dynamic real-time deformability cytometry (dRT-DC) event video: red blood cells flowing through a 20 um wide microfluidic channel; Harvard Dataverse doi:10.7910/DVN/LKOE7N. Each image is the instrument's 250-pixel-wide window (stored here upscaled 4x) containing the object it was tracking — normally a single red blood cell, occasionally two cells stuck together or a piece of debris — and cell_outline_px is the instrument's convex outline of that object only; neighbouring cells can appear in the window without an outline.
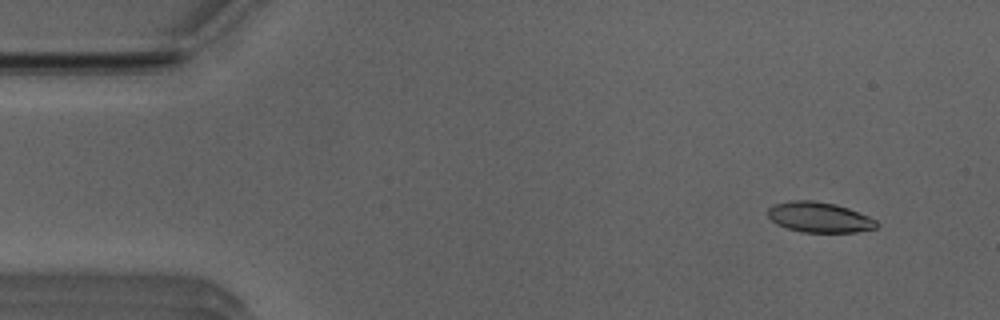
{"species": "Egyptian fruit bat (a non-hibernating species)", "species_latin": "Rousettus aegyptiacus", "temperature_condition": "room temperature", "stored_images_in_passage": 49, "camera_frame_rate_fps": 3000, "um_per_image_px": 0.085, "animal": {"sex": "male"}, "frame": {"image": 1, "passage_image": 1, "time_ms": 0.0, "image_size_px": [1000, 320], "cell_outline_px": [[880, 224], [876, 228], [856, 232], [804, 232], [788, 228], [776, 224], [768, 216], [768, 208], [772, 204], [792, 200], [812, 200], [836, 204], [848, 208], [868, 216], [876, 220]], "centroid_in_image_um": [69.64, 18.46], "position_along_channel_um": 15.4, "area_um2": 19.25}}
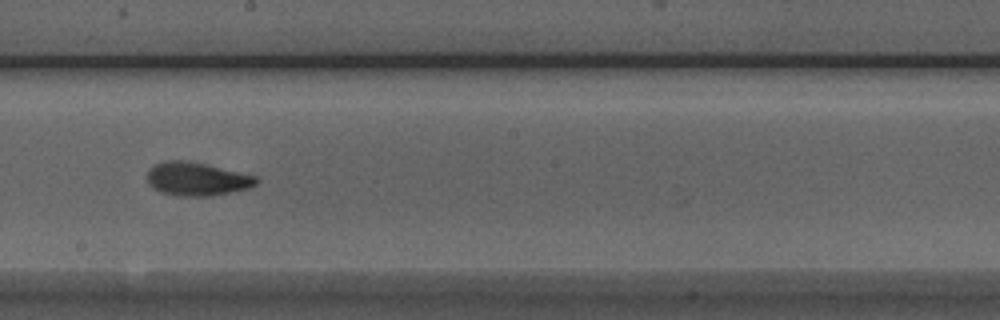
{"frame": {"image": 2, "passage_image": 25, "time_ms": 8.0, "image_size_px": [1000, 320], "cell_outline_px": [[256, 184], [248, 188], [212, 196], [180, 196], [160, 192], [152, 188], [148, 184], [148, 172], [156, 164], [164, 160], [180, 160], [204, 164], [256, 176]], "centroid_in_image_um": [16.69, 15.23], "position_along_channel_um": 231.5, "area_um2": 20.87}}
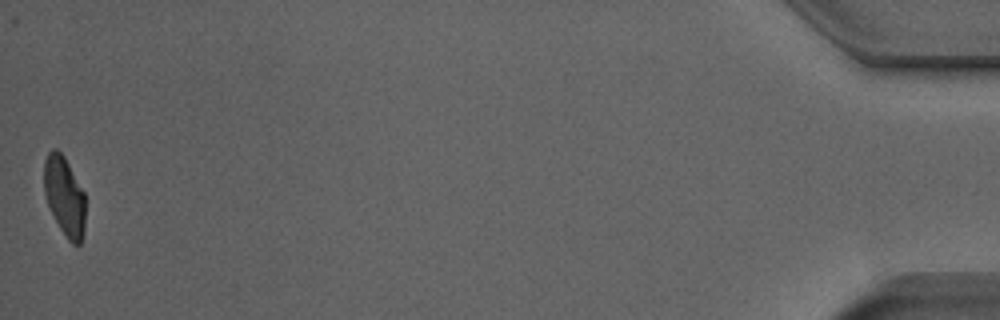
{"frame": {"image": 3, "passage_image": 48, "time_ms": 15.667, "image_size_px": [1000, 320], "cell_outline_px": [[84, 232], [80, 244], [72, 244], [68, 240], [60, 228], [48, 204], [44, 192], [44, 160], [48, 152], [52, 148], [56, 148], [64, 156], [84, 192]], "centroid_in_image_um": [5.47, 16.65], "position_along_channel_um": 429.7, "area_um2": 18.9}}